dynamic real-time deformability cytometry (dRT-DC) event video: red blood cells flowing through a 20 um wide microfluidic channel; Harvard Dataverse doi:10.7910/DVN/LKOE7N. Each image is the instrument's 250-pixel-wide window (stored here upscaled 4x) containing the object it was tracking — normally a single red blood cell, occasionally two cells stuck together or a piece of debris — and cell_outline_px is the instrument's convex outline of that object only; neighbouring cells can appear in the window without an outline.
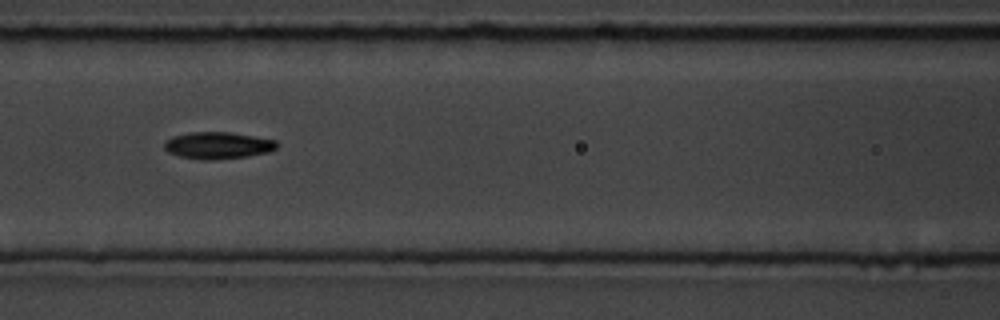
{"species": "common noctule bat (a hibernating species)", "species_latin": "Nyctalus noctula", "temperature_condition": "room temperature", "stored_images_in_passage": 18, "camera_frame_rate_fps": 3000, "um_per_image_px": 0.085, "animal": {"sex": "male", "body_mass_g": 19.5, "forearm_length_mm": 54.6}, "frame": {"image": 1, "passage_image": 8, "time_ms": 8.0, "image_size_px": [1000, 320], "cell_outline_px": [[276, 148], [268, 152], [248, 156], [216, 160], [200, 160], [180, 156], [168, 152], [164, 148], [164, 140], [172, 136], [188, 132], [228, 132], [276, 140]], "centroid_in_image_um": [18.46, 12.36], "position_along_channel_um": 148.1, "area_um2": 17.69}}
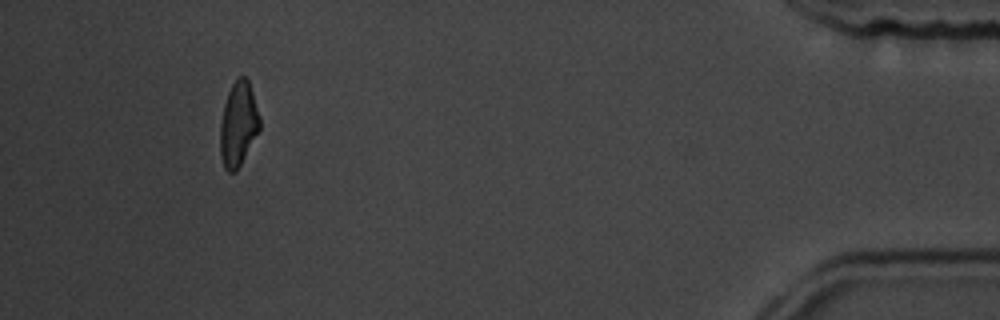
{"frame": {"image": 2, "passage_image": 18, "time_ms": 19.667, "image_size_px": [1000, 320], "cell_outline_px": [[260, 128], [236, 172], [228, 172], [224, 168], [220, 156], [220, 124], [224, 104], [228, 92], [232, 84], [240, 76], [244, 76], [248, 80], [260, 116]], "centroid_in_image_um": [20.24, 10.57], "position_along_channel_um": 415.0, "area_um2": 19.31}, "authors_computed_cell_mechanics": {"area_um2": 16.2707, "velocity_mm_per_s": 3.6517, "shape_relaxation_time_tau1_ms": 3.6327, "shape_relaxation_time_tau2_ms": 2.9802, "deformation_change_tau1": 0.1356, "deformation_change_tau2": 0.079}}